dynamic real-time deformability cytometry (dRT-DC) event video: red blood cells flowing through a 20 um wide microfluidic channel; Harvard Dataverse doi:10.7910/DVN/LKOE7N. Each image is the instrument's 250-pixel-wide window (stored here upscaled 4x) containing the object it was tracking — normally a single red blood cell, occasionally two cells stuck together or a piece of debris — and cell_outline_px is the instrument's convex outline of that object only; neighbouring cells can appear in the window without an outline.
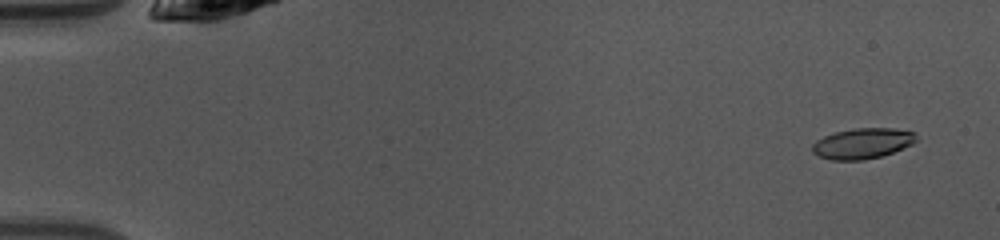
{"species": "common noctule bat (a hibernating species)", "species_latin": "Nyctalus noctula", "temperature_condition": "warm", "stored_images_in_passage": 49, "camera_frame_rate_fps": 3000, "um_per_image_px": 0.085, "animal": {"sex": "female", "body_mass_g": 10.0, "forearm_length_mm": 53.1}, "frame": {"image": 1, "passage_image": 3, "time_ms": 0.667, "image_size_px": [1000, 240], "cell_outline_px": [[916, 140], [912, 144], [892, 152], [880, 156], [864, 160], [832, 160], [820, 156], [812, 152], [812, 144], [816, 140], [824, 136], [836, 132], [856, 128], [892, 128], [912, 132], [916, 136]], "centroid_in_image_um": [73.28, 12.19], "position_along_channel_um": 11.7, "area_um2": 18.26}}
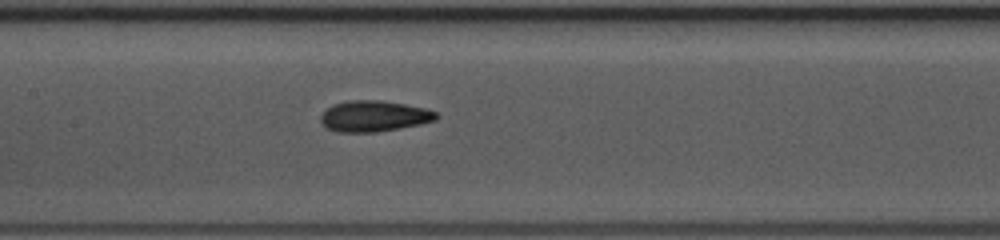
{"frame": {"image": 2, "passage_image": 24, "time_ms": 7.667, "image_size_px": [1000, 240], "cell_outline_px": [[440, 116], [436, 120], [420, 124], [400, 128], [376, 132], [336, 132], [328, 128], [320, 120], [320, 116], [332, 104], [348, 100], [376, 100], [404, 104], [424, 108], [436, 112]], "centroid_in_image_um": [31.79, 9.87], "position_along_channel_um": 175.6, "area_um2": 20.75}}
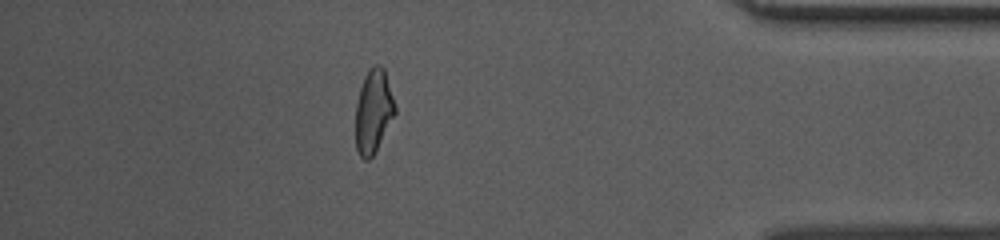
{"frame": {"image": 3, "passage_image": 43, "time_ms": 14.0, "image_size_px": [1000, 240], "cell_outline_px": [[396, 112], [372, 156], [368, 160], [364, 160], [360, 156], [356, 148], [356, 104], [360, 88], [364, 76], [368, 68], [372, 64], [380, 64], [384, 68], [396, 108]], "centroid_in_image_um": [31.73, 9.41], "position_along_channel_um": 403.5, "area_um2": 19.02}, "authors_computed_cell_mechanics": {"area_um2": 19.5942, "velocity_mm_per_s": 4.1271, "shape_relaxation_time_tau1_ms": 4.8882, "shape_relaxation_time_tau2_ms": 2.6681, "deformation_change_tau1": 0.1757, "deformation_change_tau2": 0.0763}}